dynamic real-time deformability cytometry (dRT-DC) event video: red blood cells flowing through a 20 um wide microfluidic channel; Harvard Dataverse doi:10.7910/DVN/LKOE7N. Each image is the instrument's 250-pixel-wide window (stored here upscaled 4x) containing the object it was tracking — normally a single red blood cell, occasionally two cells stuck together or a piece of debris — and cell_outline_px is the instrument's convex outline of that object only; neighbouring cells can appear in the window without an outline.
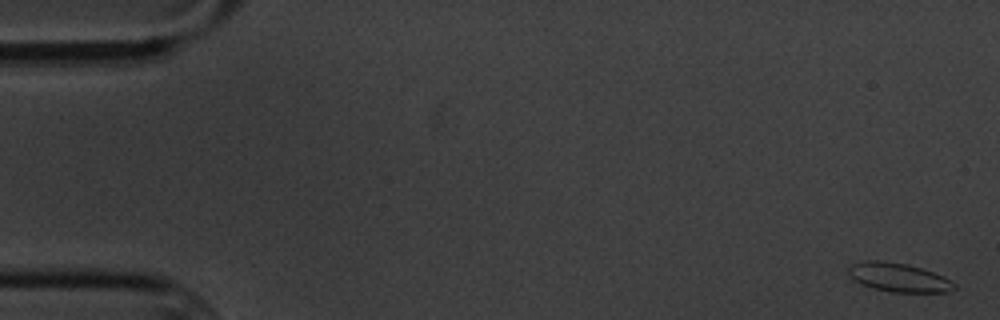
{"species": "common noctule bat (a hibernating species)", "species_latin": "Nyctalus noctula", "temperature_condition": "cold", "stored_images_in_passage": 7, "camera_frame_rate_fps": 3000, "um_per_image_px": 0.085, "animal": {"sex": "male", "body_mass_g": 20.1, "forearm_length_mm": 53.5}, "frame": {"image": 1, "passage_image": 1, "time_ms": 0.0, "image_size_px": [1000, 320], "cell_outline_px": [[956, 288], [948, 292], [892, 292], [872, 288], [860, 284], [852, 280], [848, 272], [848, 268], [852, 264], [864, 260], [880, 260], [908, 264], [944, 276], [956, 284]], "centroid_in_image_um": [76.35, 23.58], "position_along_channel_um": 8.6, "area_um2": 17.92}}